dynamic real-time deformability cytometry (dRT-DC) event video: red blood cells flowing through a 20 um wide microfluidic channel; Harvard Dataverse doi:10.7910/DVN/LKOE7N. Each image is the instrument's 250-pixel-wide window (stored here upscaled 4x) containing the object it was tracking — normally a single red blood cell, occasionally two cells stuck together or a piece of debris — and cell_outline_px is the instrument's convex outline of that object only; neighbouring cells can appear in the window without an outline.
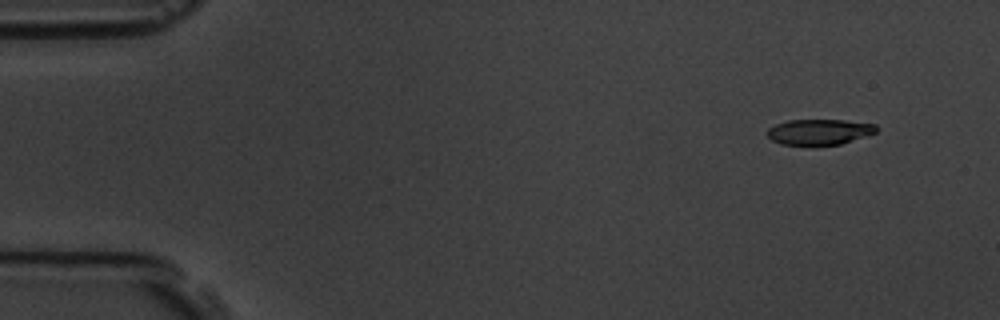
{"species": "common noctule bat (a hibernating species)", "species_latin": "Nyctalus noctula", "temperature_condition": "room temperature", "stored_images_in_passage": 7, "camera_frame_rate_fps": 3000, "um_per_image_px": 0.085, "animal": {"sex": "male", "body_mass_g": 19.5, "forearm_length_mm": 54.6}, "frame": {"image": 1, "passage_image": 1, "time_ms": 0.0, "image_size_px": [1000, 320], "cell_outline_px": [[876, 132], [840, 144], [780, 144], [772, 140], [768, 136], [768, 128], [776, 124], [788, 120], [844, 120], [876, 124]], "centroid_in_image_um": [69.62, 11.19], "position_along_channel_um": 15.4, "area_um2": 15.9}}
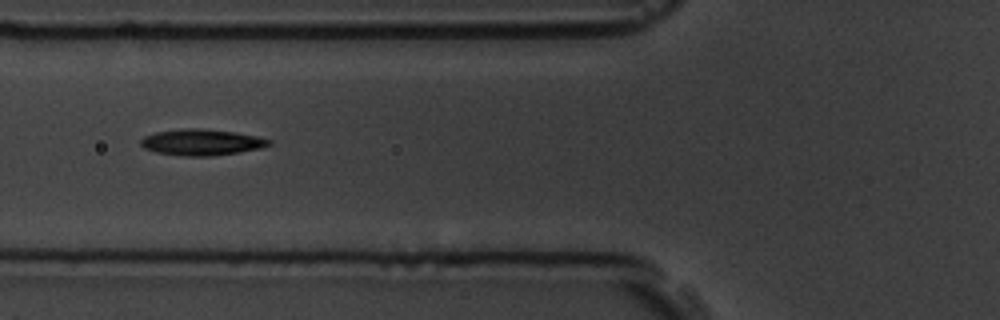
{"frame": {"image": 2, "passage_image": 5, "time_ms": 5.333, "image_size_px": [1000, 320], "cell_outline_px": [[272, 144], [260, 148], [240, 152], [212, 156], [184, 156], [156, 152], [144, 148], [140, 144], [140, 140], [144, 136], [156, 132], [184, 128], [204, 128], [236, 132], [256, 136], [272, 140]], "centroid_in_image_um": [17.14, 12.08], "position_along_channel_um": 108.7, "area_um2": 19.65}}
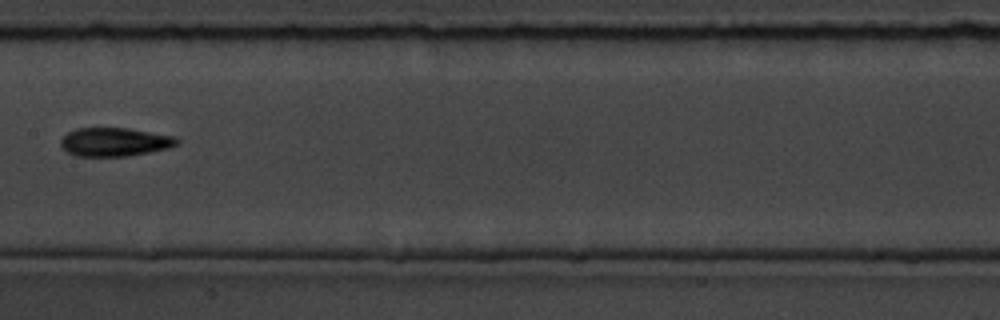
{"frame": {"image": 3, "passage_image": 7, "time_ms": 7.667, "image_size_px": [1000, 320], "cell_outline_px": [[180, 144], [168, 148], [128, 156], [76, 156], [68, 152], [60, 144], [60, 140], [68, 132], [76, 128], [128, 128], [176, 136], [180, 140]], "centroid_in_image_um": [9.78, 12.06], "position_along_channel_um": 197.6, "area_um2": 19.42}}